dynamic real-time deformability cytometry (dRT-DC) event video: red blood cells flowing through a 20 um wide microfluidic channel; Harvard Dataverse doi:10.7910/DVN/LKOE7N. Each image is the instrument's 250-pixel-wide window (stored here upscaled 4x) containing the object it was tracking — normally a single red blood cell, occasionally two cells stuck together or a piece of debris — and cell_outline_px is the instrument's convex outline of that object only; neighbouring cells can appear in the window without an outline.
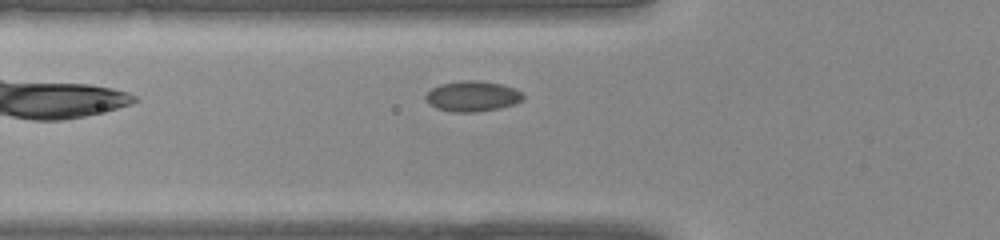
{"species": "common noctule bat (a hibernating species)", "species_latin": "Nyctalus noctula", "temperature_condition": "warm", "stored_images_in_passage": 27, "camera_frame_rate_fps": 3000, "um_per_image_px": 0.085, "animal": {"sex": "female", "body_mass_g": 22.0, "forearm_length_mm": 56.7}, "frame": {"image": 1, "passage_image": 3, "time_ms": 0.667, "image_size_px": [1000, 240], "cell_outline_px": [[524, 100], [516, 104], [500, 108], [476, 112], [452, 112], [436, 108], [428, 104], [424, 100], [424, 96], [432, 88], [440, 84], [460, 80], [480, 80], [504, 84], [520, 92], [524, 96]], "centroid_in_image_um": [40.14, 8.18], "position_along_channel_um": 85.7, "area_um2": 17.63}}
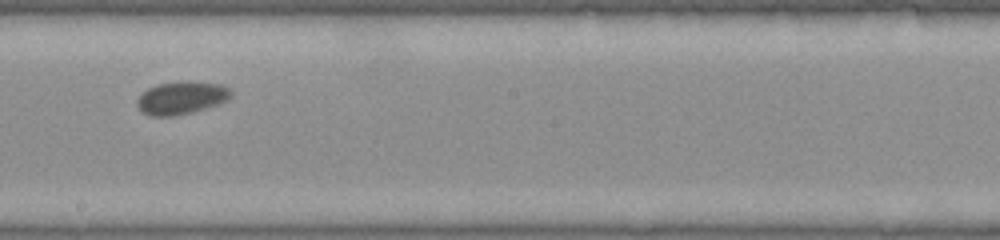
{"frame": {"image": 2, "passage_image": 12, "time_ms": 3.667, "image_size_px": [1000, 240], "cell_outline_px": [[232, 96], [216, 104], [192, 112], [172, 116], [152, 116], [144, 112], [136, 104], [136, 100], [148, 88], [156, 84], [220, 84], [228, 88], [232, 92]], "centroid_in_image_um": [15.37, 8.36], "position_along_channel_um": 232.8, "area_um2": 16.82}}
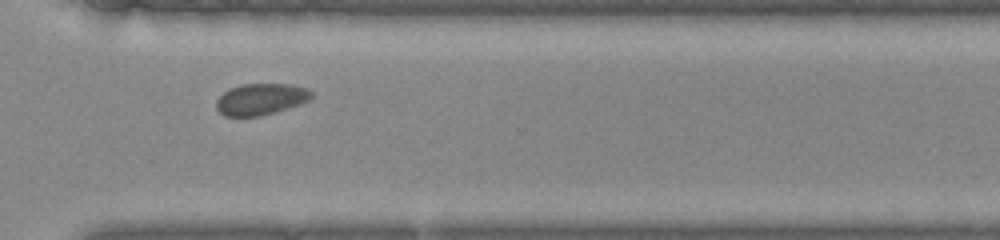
{"frame": {"image": 3, "passage_image": 19, "time_ms": 6.0, "image_size_px": [1000, 240], "cell_outline_px": [[312, 96], [308, 100], [300, 104], [288, 108], [260, 116], [224, 116], [216, 108], [216, 100], [224, 92], [240, 84], [292, 84], [308, 88], [312, 92]], "centroid_in_image_um": [22.17, 8.42], "position_along_channel_um": 348.4, "area_um2": 17.4}}